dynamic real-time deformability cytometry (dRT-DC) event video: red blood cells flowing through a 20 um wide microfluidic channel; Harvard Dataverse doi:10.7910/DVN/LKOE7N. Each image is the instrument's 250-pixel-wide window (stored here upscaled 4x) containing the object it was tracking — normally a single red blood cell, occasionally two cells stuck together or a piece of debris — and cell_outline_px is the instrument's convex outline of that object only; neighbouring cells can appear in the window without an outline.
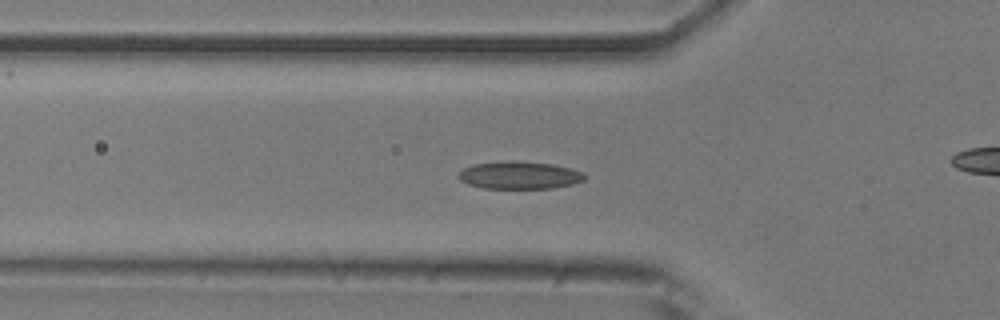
{"species": "common noctule bat (a hibernating species)", "species_latin": "Nyctalus noctula", "temperature_condition": "room temperature", "stored_images_in_passage": 45, "camera_frame_rate_fps": 3000, "um_per_image_px": 0.085, "animal": {"sex": "male", "body_mass_g": 20.5, "forearm_length_mm": 52.5}, "frame": {"image": 1, "passage_image": 17, "time_ms": 5.333, "image_size_px": [1000, 320], "cell_outline_px": [[588, 176], [584, 180], [572, 184], [552, 188], [484, 188], [468, 184], [460, 180], [456, 176], [464, 168], [472, 164], [552, 164], [572, 168]], "centroid_in_image_um": [44.18, 14.95], "position_along_channel_um": 81.6, "area_um2": 19.13}}
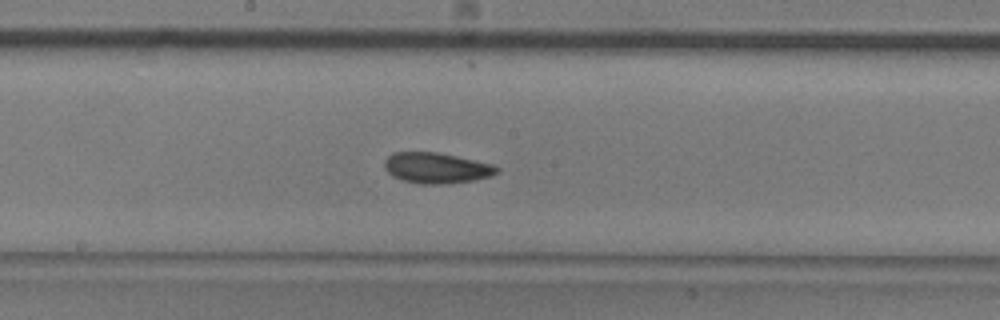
{"frame": {"image": 2, "passage_image": 27, "time_ms": 8.667, "image_size_px": [1000, 320], "cell_outline_px": [[500, 172], [492, 176], [476, 180], [448, 184], [420, 184], [400, 180], [392, 176], [384, 168], [384, 160], [392, 152], [436, 152], [456, 156], [492, 164], [500, 168]], "centroid_in_image_um": [37.1, 14.29], "position_along_channel_um": 211.1, "area_um2": 20.4}}
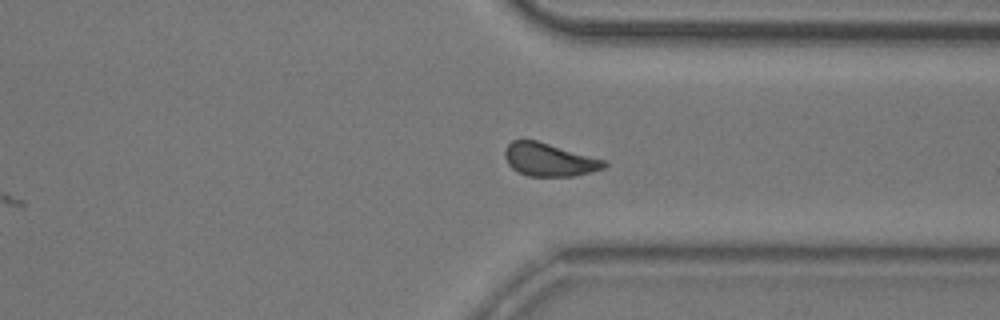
{"frame": {"image": 3, "passage_image": 39, "time_ms": 12.667, "image_size_px": [1000, 320], "cell_outline_px": [[608, 164], [604, 168], [572, 176], [528, 176], [512, 168], [508, 164], [504, 156], [504, 152], [508, 144], [512, 140], [536, 140], [604, 160]], "centroid_in_image_um": [46.64, 13.57], "position_along_channel_um": 364.8, "area_um2": 18.79}, "authors_computed_cell_mechanics": {"area_um2": 19.7098, "velocity_mm_per_s": 3.8587, "shape_relaxation_time_tau1_ms": 3.4143, "shape_relaxation_time_tau2_ms": 2.4648, "deformation_change_tau1": 0.119, "deformation_change_tau2": 0.0895}}